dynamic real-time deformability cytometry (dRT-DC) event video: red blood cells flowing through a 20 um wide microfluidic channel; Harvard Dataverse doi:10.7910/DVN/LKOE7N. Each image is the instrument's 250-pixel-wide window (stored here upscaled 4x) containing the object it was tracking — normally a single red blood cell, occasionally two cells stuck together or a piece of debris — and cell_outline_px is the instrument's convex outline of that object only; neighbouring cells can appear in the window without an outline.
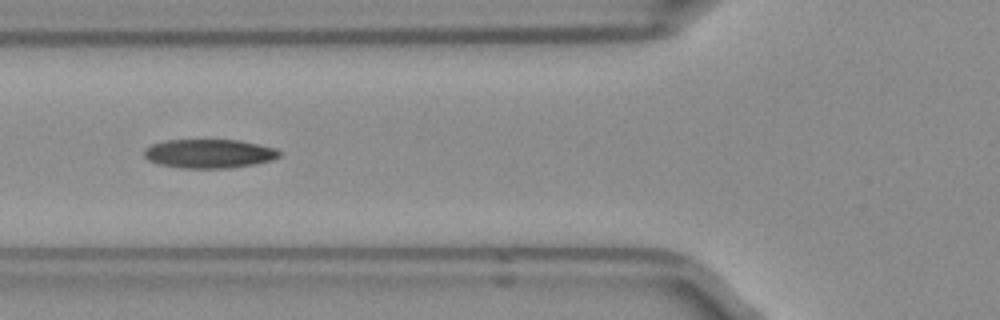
{"species": "Egyptian fruit bat (a non-hibernating species)", "species_latin": "Rousettus aegyptiacus", "temperature_condition": "room temperature", "stored_images_in_passage": 38, "camera_frame_rate_fps": 3000, "um_per_image_px": 0.085, "frame": {"image": 1, "passage_image": 12, "time_ms": 3.667, "image_size_px": [1000, 320], "cell_outline_px": [[284, 152], [280, 156], [272, 160], [232, 168], [180, 168], [160, 164], [148, 160], [144, 156], [144, 148], [152, 144], [164, 140], [240, 140], [276, 148]], "centroid_in_image_um": [17.79, 13.05], "position_along_channel_um": 108.0, "area_um2": 22.95}}
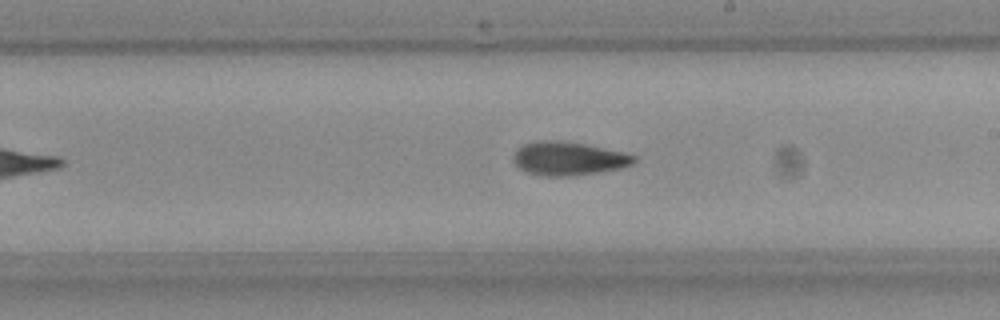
{"frame": {"image": 2, "passage_image": 22, "time_ms": 7.0, "image_size_px": [1000, 320], "cell_outline_px": [[636, 160], [632, 164], [620, 168], [596, 172], [568, 176], [544, 176], [528, 172], [520, 168], [516, 164], [512, 156], [524, 144], [536, 140], [556, 140], [584, 144], [624, 152], [636, 156]], "centroid_in_image_um": [48.32, 13.47], "position_along_channel_um": 240.7, "area_um2": 23.24}, "authors_computed_cell_mechanics": {"area_um2": 23.0044, "velocity_mm_per_s": 3.9644, "shape_relaxation_time_tau1_ms": 8.209, "shape_relaxation_time_tau2_ms": 7.7781, "deformation_change_tau1": 0.196, "deformation_change_tau2": 0.1736}}